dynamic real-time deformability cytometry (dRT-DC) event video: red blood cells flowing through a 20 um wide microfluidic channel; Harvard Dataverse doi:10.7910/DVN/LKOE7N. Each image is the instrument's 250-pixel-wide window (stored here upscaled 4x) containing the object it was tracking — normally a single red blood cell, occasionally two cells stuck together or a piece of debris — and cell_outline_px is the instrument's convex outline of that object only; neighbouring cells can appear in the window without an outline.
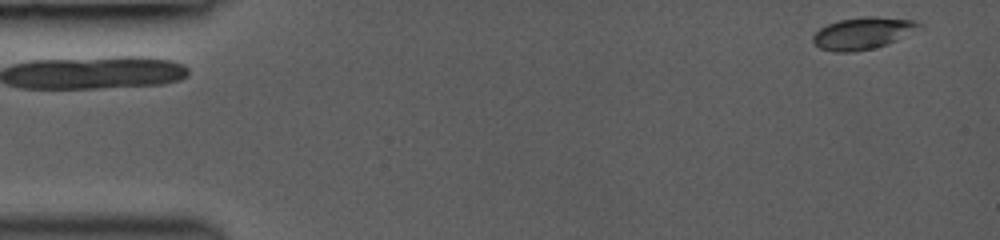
{"species": "common noctule bat (a hibernating species)", "species_latin": "Nyctalus noctula", "temperature_condition": "room temperature", "stored_images_in_passage": 11, "camera_frame_rate_fps": 3000, "um_per_image_px": 0.085, "animal": {"sex": "female", "body_mass_g": 19.0, "forearm_length_mm": 53.3}, "frame": {"image": 1, "passage_image": 2, "time_ms": 0.667, "image_size_px": [1000, 240], "cell_outline_px": [[924, 28], [896, 40], [872, 48], [852, 52], [832, 52], [820, 48], [812, 40], [812, 36], [820, 28], [828, 24], [840, 20], [864, 16], [876, 16], [912, 20], [924, 24]], "centroid_in_image_um": [73.37, 2.81], "position_along_channel_um": 11.6, "area_um2": 19.77}}
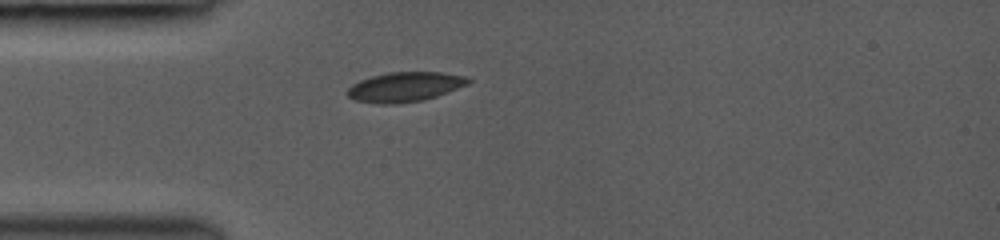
{"frame": {"image": 2, "passage_image": 10, "time_ms": 4.333, "image_size_px": [1000, 240], "cell_outline_px": [[472, 80], [468, 84], [436, 96], [424, 100], [396, 104], [380, 104], [352, 100], [344, 92], [352, 84], [360, 80], [372, 76], [388, 72], [440, 72], [464, 76]], "centroid_in_image_um": [34.36, 7.39], "position_along_channel_um": 50.6, "area_um2": 20.98}}